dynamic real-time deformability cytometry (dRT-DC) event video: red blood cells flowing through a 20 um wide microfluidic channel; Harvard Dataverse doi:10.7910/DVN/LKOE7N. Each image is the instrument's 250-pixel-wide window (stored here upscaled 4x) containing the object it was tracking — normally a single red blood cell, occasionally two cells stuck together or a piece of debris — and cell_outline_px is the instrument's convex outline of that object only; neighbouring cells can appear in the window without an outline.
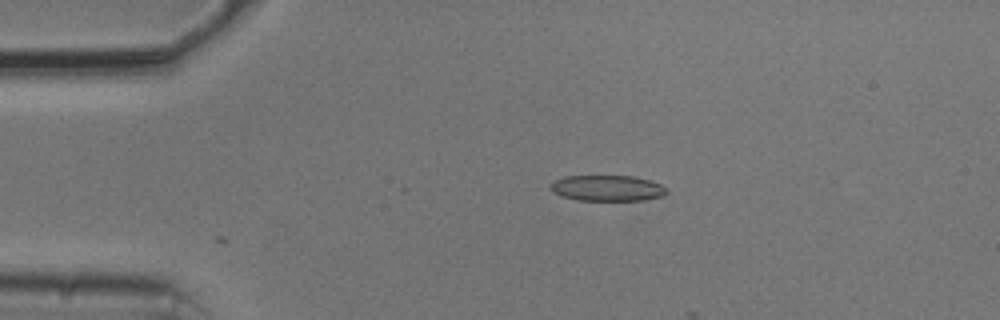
{"species": "common noctule bat (a hibernating species)", "species_latin": "Nyctalus noctula", "temperature_condition": "cold", "stored_images_in_passage": 3, "camera_frame_rate_fps": 3000, "um_per_image_px": 0.085, "animal": {"sex": "male", "body_mass_g": 20.5, "forearm_length_mm": 52.5}, "frame": {"image": 1, "passage_image": 1, "time_ms": 0.0, "image_size_px": [1000, 320], "cell_outline_px": [[668, 192], [664, 196], [644, 200], [576, 200], [560, 196], [552, 192], [548, 188], [548, 184], [564, 176], [632, 176], [648, 180], [660, 184], [668, 188]], "centroid_in_image_um": [51.59, 16.0], "position_along_channel_um": 33.4, "area_um2": 17.69}}